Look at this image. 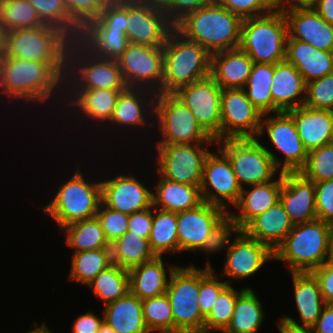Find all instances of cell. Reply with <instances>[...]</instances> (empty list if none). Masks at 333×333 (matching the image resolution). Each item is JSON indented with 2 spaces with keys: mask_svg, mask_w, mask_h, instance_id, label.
Here are the masks:
<instances>
[{
  "mask_svg": "<svg viewBox=\"0 0 333 333\" xmlns=\"http://www.w3.org/2000/svg\"><path fill=\"white\" fill-rule=\"evenodd\" d=\"M270 90L273 103L280 111L287 112L304 105L306 83L296 67L287 60L274 64Z\"/></svg>",
  "mask_w": 333,
  "mask_h": 333,
  "instance_id": "30",
  "label": "cell"
},
{
  "mask_svg": "<svg viewBox=\"0 0 333 333\" xmlns=\"http://www.w3.org/2000/svg\"><path fill=\"white\" fill-rule=\"evenodd\" d=\"M0 50H3V31L0 26Z\"/></svg>",
  "mask_w": 333,
  "mask_h": 333,
  "instance_id": "69",
  "label": "cell"
},
{
  "mask_svg": "<svg viewBox=\"0 0 333 333\" xmlns=\"http://www.w3.org/2000/svg\"><path fill=\"white\" fill-rule=\"evenodd\" d=\"M45 25L28 0H1L0 26L3 33Z\"/></svg>",
  "mask_w": 333,
  "mask_h": 333,
  "instance_id": "44",
  "label": "cell"
},
{
  "mask_svg": "<svg viewBox=\"0 0 333 333\" xmlns=\"http://www.w3.org/2000/svg\"><path fill=\"white\" fill-rule=\"evenodd\" d=\"M83 29H112L126 33V0H112Z\"/></svg>",
  "mask_w": 333,
  "mask_h": 333,
  "instance_id": "52",
  "label": "cell"
},
{
  "mask_svg": "<svg viewBox=\"0 0 333 333\" xmlns=\"http://www.w3.org/2000/svg\"><path fill=\"white\" fill-rule=\"evenodd\" d=\"M96 217L100 221L106 240L112 244L128 231L129 214L113 210L102 202Z\"/></svg>",
  "mask_w": 333,
  "mask_h": 333,
  "instance_id": "53",
  "label": "cell"
},
{
  "mask_svg": "<svg viewBox=\"0 0 333 333\" xmlns=\"http://www.w3.org/2000/svg\"><path fill=\"white\" fill-rule=\"evenodd\" d=\"M299 172L314 183L332 179L333 142L308 152L306 163Z\"/></svg>",
  "mask_w": 333,
  "mask_h": 333,
  "instance_id": "48",
  "label": "cell"
},
{
  "mask_svg": "<svg viewBox=\"0 0 333 333\" xmlns=\"http://www.w3.org/2000/svg\"><path fill=\"white\" fill-rule=\"evenodd\" d=\"M279 201L294 225L317 219L315 183L300 172L283 173Z\"/></svg>",
  "mask_w": 333,
  "mask_h": 333,
  "instance_id": "23",
  "label": "cell"
},
{
  "mask_svg": "<svg viewBox=\"0 0 333 333\" xmlns=\"http://www.w3.org/2000/svg\"><path fill=\"white\" fill-rule=\"evenodd\" d=\"M78 41L98 58L117 60L129 44L124 31L82 29Z\"/></svg>",
  "mask_w": 333,
  "mask_h": 333,
  "instance_id": "38",
  "label": "cell"
},
{
  "mask_svg": "<svg viewBox=\"0 0 333 333\" xmlns=\"http://www.w3.org/2000/svg\"><path fill=\"white\" fill-rule=\"evenodd\" d=\"M173 94L190 109L212 138L221 141L222 88L211 76L181 87Z\"/></svg>",
  "mask_w": 333,
  "mask_h": 333,
  "instance_id": "16",
  "label": "cell"
},
{
  "mask_svg": "<svg viewBox=\"0 0 333 333\" xmlns=\"http://www.w3.org/2000/svg\"><path fill=\"white\" fill-rule=\"evenodd\" d=\"M291 277L294 287V300L301 325L289 315L281 316L279 321L295 327L311 328L326 305L319 284L310 272L291 273Z\"/></svg>",
  "mask_w": 333,
  "mask_h": 333,
  "instance_id": "26",
  "label": "cell"
},
{
  "mask_svg": "<svg viewBox=\"0 0 333 333\" xmlns=\"http://www.w3.org/2000/svg\"><path fill=\"white\" fill-rule=\"evenodd\" d=\"M286 60L296 67L306 84L333 73V52L319 50L311 44L289 37Z\"/></svg>",
  "mask_w": 333,
  "mask_h": 333,
  "instance_id": "32",
  "label": "cell"
},
{
  "mask_svg": "<svg viewBox=\"0 0 333 333\" xmlns=\"http://www.w3.org/2000/svg\"><path fill=\"white\" fill-rule=\"evenodd\" d=\"M41 21L64 32L72 41L78 40L82 29L72 20L65 0H28Z\"/></svg>",
  "mask_w": 333,
  "mask_h": 333,
  "instance_id": "45",
  "label": "cell"
},
{
  "mask_svg": "<svg viewBox=\"0 0 333 333\" xmlns=\"http://www.w3.org/2000/svg\"><path fill=\"white\" fill-rule=\"evenodd\" d=\"M153 222V205L129 215L128 231L149 239Z\"/></svg>",
  "mask_w": 333,
  "mask_h": 333,
  "instance_id": "59",
  "label": "cell"
},
{
  "mask_svg": "<svg viewBox=\"0 0 333 333\" xmlns=\"http://www.w3.org/2000/svg\"><path fill=\"white\" fill-rule=\"evenodd\" d=\"M274 64L254 63L247 84L243 87L248 99L262 114L281 112L273 103L271 85Z\"/></svg>",
  "mask_w": 333,
  "mask_h": 333,
  "instance_id": "39",
  "label": "cell"
},
{
  "mask_svg": "<svg viewBox=\"0 0 333 333\" xmlns=\"http://www.w3.org/2000/svg\"><path fill=\"white\" fill-rule=\"evenodd\" d=\"M328 261L330 263H333V231L330 237V246H329V257H328Z\"/></svg>",
  "mask_w": 333,
  "mask_h": 333,
  "instance_id": "68",
  "label": "cell"
},
{
  "mask_svg": "<svg viewBox=\"0 0 333 333\" xmlns=\"http://www.w3.org/2000/svg\"><path fill=\"white\" fill-rule=\"evenodd\" d=\"M273 5L278 1V0H269Z\"/></svg>",
  "mask_w": 333,
  "mask_h": 333,
  "instance_id": "70",
  "label": "cell"
},
{
  "mask_svg": "<svg viewBox=\"0 0 333 333\" xmlns=\"http://www.w3.org/2000/svg\"><path fill=\"white\" fill-rule=\"evenodd\" d=\"M69 180L62 183L54 198L41 206L59 229L77 221L96 217L101 199V181L87 182L77 167Z\"/></svg>",
  "mask_w": 333,
  "mask_h": 333,
  "instance_id": "6",
  "label": "cell"
},
{
  "mask_svg": "<svg viewBox=\"0 0 333 333\" xmlns=\"http://www.w3.org/2000/svg\"><path fill=\"white\" fill-rule=\"evenodd\" d=\"M110 0H65L72 20L83 29L95 20Z\"/></svg>",
  "mask_w": 333,
  "mask_h": 333,
  "instance_id": "54",
  "label": "cell"
},
{
  "mask_svg": "<svg viewBox=\"0 0 333 333\" xmlns=\"http://www.w3.org/2000/svg\"><path fill=\"white\" fill-rule=\"evenodd\" d=\"M217 145L228 156L242 189L247 185L270 182L281 173L260 139L228 138L218 141Z\"/></svg>",
  "mask_w": 333,
  "mask_h": 333,
  "instance_id": "11",
  "label": "cell"
},
{
  "mask_svg": "<svg viewBox=\"0 0 333 333\" xmlns=\"http://www.w3.org/2000/svg\"><path fill=\"white\" fill-rule=\"evenodd\" d=\"M205 268H200V289L198 296V305L201 313L206 317L212 309L219 294L228 286L231 281L218 280L220 276L215 274V269L212 268L211 262L207 257Z\"/></svg>",
  "mask_w": 333,
  "mask_h": 333,
  "instance_id": "49",
  "label": "cell"
},
{
  "mask_svg": "<svg viewBox=\"0 0 333 333\" xmlns=\"http://www.w3.org/2000/svg\"><path fill=\"white\" fill-rule=\"evenodd\" d=\"M288 29L283 11L242 20L240 46L254 63L277 64L286 60Z\"/></svg>",
  "mask_w": 333,
  "mask_h": 333,
  "instance_id": "5",
  "label": "cell"
},
{
  "mask_svg": "<svg viewBox=\"0 0 333 333\" xmlns=\"http://www.w3.org/2000/svg\"><path fill=\"white\" fill-rule=\"evenodd\" d=\"M149 243L157 257L179 252L177 213L153 207V222Z\"/></svg>",
  "mask_w": 333,
  "mask_h": 333,
  "instance_id": "40",
  "label": "cell"
},
{
  "mask_svg": "<svg viewBox=\"0 0 333 333\" xmlns=\"http://www.w3.org/2000/svg\"><path fill=\"white\" fill-rule=\"evenodd\" d=\"M35 328H33L32 330L26 332V333H53L52 331L49 330V328L47 327L46 323H42V325L37 326V323L35 322L34 325Z\"/></svg>",
  "mask_w": 333,
  "mask_h": 333,
  "instance_id": "66",
  "label": "cell"
},
{
  "mask_svg": "<svg viewBox=\"0 0 333 333\" xmlns=\"http://www.w3.org/2000/svg\"><path fill=\"white\" fill-rule=\"evenodd\" d=\"M61 230H65L66 245L73 252L110 248L97 217L74 222Z\"/></svg>",
  "mask_w": 333,
  "mask_h": 333,
  "instance_id": "41",
  "label": "cell"
},
{
  "mask_svg": "<svg viewBox=\"0 0 333 333\" xmlns=\"http://www.w3.org/2000/svg\"><path fill=\"white\" fill-rule=\"evenodd\" d=\"M242 19L215 0L188 13L174 27L211 55L240 46Z\"/></svg>",
  "mask_w": 333,
  "mask_h": 333,
  "instance_id": "2",
  "label": "cell"
},
{
  "mask_svg": "<svg viewBox=\"0 0 333 333\" xmlns=\"http://www.w3.org/2000/svg\"><path fill=\"white\" fill-rule=\"evenodd\" d=\"M293 226L289 215L278 201L274 206L252 219L242 231L250 238L268 245L275 251Z\"/></svg>",
  "mask_w": 333,
  "mask_h": 333,
  "instance_id": "31",
  "label": "cell"
},
{
  "mask_svg": "<svg viewBox=\"0 0 333 333\" xmlns=\"http://www.w3.org/2000/svg\"><path fill=\"white\" fill-rule=\"evenodd\" d=\"M272 114L273 116H270V113L263 114L257 139H260L266 131L270 143L284 155V160H279L275 153L262 143L281 173L299 172L306 163L308 151L298 135L293 117L285 111Z\"/></svg>",
  "mask_w": 333,
  "mask_h": 333,
  "instance_id": "12",
  "label": "cell"
},
{
  "mask_svg": "<svg viewBox=\"0 0 333 333\" xmlns=\"http://www.w3.org/2000/svg\"><path fill=\"white\" fill-rule=\"evenodd\" d=\"M4 52L0 50V93L4 96V80H3V70H4ZM1 97V96H0Z\"/></svg>",
  "mask_w": 333,
  "mask_h": 333,
  "instance_id": "65",
  "label": "cell"
},
{
  "mask_svg": "<svg viewBox=\"0 0 333 333\" xmlns=\"http://www.w3.org/2000/svg\"><path fill=\"white\" fill-rule=\"evenodd\" d=\"M66 74L67 63L37 62L5 56L4 95L8 100H25L22 104L31 100L30 103L39 102L37 104L42 103V106L52 98L57 100L61 91V101H64Z\"/></svg>",
  "mask_w": 333,
  "mask_h": 333,
  "instance_id": "1",
  "label": "cell"
},
{
  "mask_svg": "<svg viewBox=\"0 0 333 333\" xmlns=\"http://www.w3.org/2000/svg\"><path fill=\"white\" fill-rule=\"evenodd\" d=\"M156 96V93L147 89L127 87L120 93L108 125L110 124L112 128L113 126L127 127L129 130L132 127L135 130H137L136 127L140 129L145 127L146 130V126H150L149 124L154 120Z\"/></svg>",
  "mask_w": 333,
  "mask_h": 333,
  "instance_id": "24",
  "label": "cell"
},
{
  "mask_svg": "<svg viewBox=\"0 0 333 333\" xmlns=\"http://www.w3.org/2000/svg\"><path fill=\"white\" fill-rule=\"evenodd\" d=\"M319 284L326 304H333V263L328 260L310 272Z\"/></svg>",
  "mask_w": 333,
  "mask_h": 333,
  "instance_id": "58",
  "label": "cell"
},
{
  "mask_svg": "<svg viewBox=\"0 0 333 333\" xmlns=\"http://www.w3.org/2000/svg\"><path fill=\"white\" fill-rule=\"evenodd\" d=\"M311 7L324 20L333 25V0H315Z\"/></svg>",
  "mask_w": 333,
  "mask_h": 333,
  "instance_id": "62",
  "label": "cell"
},
{
  "mask_svg": "<svg viewBox=\"0 0 333 333\" xmlns=\"http://www.w3.org/2000/svg\"><path fill=\"white\" fill-rule=\"evenodd\" d=\"M112 264L111 248L74 252L67 280L87 285L96 275Z\"/></svg>",
  "mask_w": 333,
  "mask_h": 333,
  "instance_id": "43",
  "label": "cell"
},
{
  "mask_svg": "<svg viewBox=\"0 0 333 333\" xmlns=\"http://www.w3.org/2000/svg\"><path fill=\"white\" fill-rule=\"evenodd\" d=\"M296 124L305 149H313L333 142V111L306 106L287 111Z\"/></svg>",
  "mask_w": 333,
  "mask_h": 333,
  "instance_id": "27",
  "label": "cell"
},
{
  "mask_svg": "<svg viewBox=\"0 0 333 333\" xmlns=\"http://www.w3.org/2000/svg\"><path fill=\"white\" fill-rule=\"evenodd\" d=\"M97 333H117V332L113 328H111V327L107 326L105 323H103Z\"/></svg>",
  "mask_w": 333,
  "mask_h": 333,
  "instance_id": "67",
  "label": "cell"
},
{
  "mask_svg": "<svg viewBox=\"0 0 333 333\" xmlns=\"http://www.w3.org/2000/svg\"><path fill=\"white\" fill-rule=\"evenodd\" d=\"M160 179L152 192L153 207L171 212H181L202 204L200 185H187L158 176Z\"/></svg>",
  "mask_w": 333,
  "mask_h": 333,
  "instance_id": "35",
  "label": "cell"
},
{
  "mask_svg": "<svg viewBox=\"0 0 333 333\" xmlns=\"http://www.w3.org/2000/svg\"><path fill=\"white\" fill-rule=\"evenodd\" d=\"M217 143L156 144L157 174L187 185H200L208 147Z\"/></svg>",
  "mask_w": 333,
  "mask_h": 333,
  "instance_id": "13",
  "label": "cell"
},
{
  "mask_svg": "<svg viewBox=\"0 0 333 333\" xmlns=\"http://www.w3.org/2000/svg\"><path fill=\"white\" fill-rule=\"evenodd\" d=\"M103 319L117 333H151L144 321L142 300L130 291L105 305Z\"/></svg>",
  "mask_w": 333,
  "mask_h": 333,
  "instance_id": "34",
  "label": "cell"
},
{
  "mask_svg": "<svg viewBox=\"0 0 333 333\" xmlns=\"http://www.w3.org/2000/svg\"><path fill=\"white\" fill-rule=\"evenodd\" d=\"M126 35L129 43L163 47L174 25L158 0H126Z\"/></svg>",
  "mask_w": 333,
  "mask_h": 333,
  "instance_id": "14",
  "label": "cell"
},
{
  "mask_svg": "<svg viewBox=\"0 0 333 333\" xmlns=\"http://www.w3.org/2000/svg\"><path fill=\"white\" fill-rule=\"evenodd\" d=\"M220 6L242 20L271 13L275 8L269 0H215Z\"/></svg>",
  "mask_w": 333,
  "mask_h": 333,
  "instance_id": "55",
  "label": "cell"
},
{
  "mask_svg": "<svg viewBox=\"0 0 333 333\" xmlns=\"http://www.w3.org/2000/svg\"><path fill=\"white\" fill-rule=\"evenodd\" d=\"M168 267L165 268L162 256L129 269L130 292L141 300L165 294L176 265Z\"/></svg>",
  "mask_w": 333,
  "mask_h": 333,
  "instance_id": "33",
  "label": "cell"
},
{
  "mask_svg": "<svg viewBox=\"0 0 333 333\" xmlns=\"http://www.w3.org/2000/svg\"><path fill=\"white\" fill-rule=\"evenodd\" d=\"M126 88L117 60L98 58L78 40L71 41L67 51L65 89Z\"/></svg>",
  "mask_w": 333,
  "mask_h": 333,
  "instance_id": "8",
  "label": "cell"
},
{
  "mask_svg": "<svg viewBox=\"0 0 333 333\" xmlns=\"http://www.w3.org/2000/svg\"><path fill=\"white\" fill-rule=\"evenodd\" d=\"M303 106L333 111V73L306 84Z\"/></svg>",
  "mask_w": 333,
  "mask_h": 333,
  "instance_id": "51",
  "label": "cell"
},
{
  "mask_svg": "<svg viewBox=\"0 0 333 333\" xmlns=\"http://www.w3.org/2000/svg\"><path fill=\"white\" fill-rule=\"evenodd\" d=\"M220 107L221 140L257 138L263 114L243 89H222Z\"/></svg>",
  "mask_w": 333,
  "mask_h": 333,
  "instance_id": "18",
  "label": "cell"
},
{
  "mask_svg": "<svg viewBox=\"0 0 333 333\" xmlns=\"http://www.w3.org/2000/svg\"><path fill=\"white\" fill-rule=\"evenodd\" d=\"M226 252L222 275L243 280L256 274L268 260H274V251L266 244L247 236L242 230L233 237Z\"/></svg>",
  "mask_w": 333,
  "mask_h": 333,
  "instance_id": "19",
  "label": "cell"
},
{
  "mask_svg": "<svg viewBox=\"0 0 333 333\" xmlns=\"http://www.w3.org/2000/svg\"><path fill=\"white\" fill-rule=\"evenodd\" d=\"M333 224L316 219L296 224L275 249L274 260L286 262L288 272L304 273L328 260Z\"/></svg>",
  "mask_w": 333,
  "mask_h": 333,
  "instance_id": "3",
  "label": "cell"
},
{
  "mask_svg": "<svg viewBox=\"0 0 333 333\" xmlns=\"http://www.w3.org/2000/svg\"><path fill=\"white\" fill-rule=\"evenodd\" d=\"M87 286L104 304L114 302L124 297L129 291V272L116 264H111L99 272Z\"/></svg>",
  "mask_w": 333,
  "mask_h": 333,
  "instance_id": "42",
  "label": "cell"
},
{
  "mask_svg": "<svg viewBox=\"0 0 333 333\" xmlns=\"http://www.w3.org/2000/svg\"><path fill=\"white\" fill-rule=\"evenodd\" d=\"M71 39L54 26L16 29L3 33V52L7 57L46 63H67Z\"/></svg>",
  "mask_w": 333,
  "mask_h": 333,
  "instance_id": "7",
  "label": "cell"
},
{
  "mask_svg": "<svg viewBox=\"0 0 333 333\" xmlns=\"http://www.w3.org/2000/svg\"><path fill=\"white\" fill-rule=\"evenodd\" d=\"M313 333H333V304H326L317 319L311 327Z\"/></svg>",
  "mask_w": 333,
  "mask_h": 333,
  "instance_id": "61",
  "label": "cell"
},
{
  "mask_svg": "<svg viewBox=\"0 0 333 333\" xmlns=\"http://www.w3.org/2000/svg\"><path fill=\"white\" fill-rule=\"evenodd\" d=\"M227 212L221 206L207 202L196 208L177 212L179 252L200 251L212 228Z\"/></svg>",
  "mask_w": 333,
  "mask_h": 333,
  "instance_id": "20",
  "label": "cell"
},
{
  "mask_svg": "<svg viewBox=\"0 0 333 333\" xmlns=\"http://www.w3.org/2000/svg\"><path fill=\"white\" fill-rule=\"evenodd\" d=\"M163 55L164 94H173L179 88L211 74V54L203 46L187 39L175 27L166 38Z\"/></svg>",
  "mask_w": 333,
  "mask_h": 333,
  "instance_id": "4",
  "label": "cell"
},
{
  "mask_svg": "<svg viewBox=\"0 0 333 333\" xmlns=\"http://www.w3.org/2000/svg\"><path fill=\"white\" fill-rule=\"evenodd\" d=\"M176 266L166 294L174 319V333H204V319L198 305L200 268Z\"/></svg>",
  "mask_w": 333,
  "mask_h": 333,
  "instance_id": "10",
  "label": "cell"
},
{
  "mask_svg": "<svg viewBox=\"0 0 333 333\" xmlns=\"http://www.w3.org/2000/svg\"><path fill=\"white\" fill-rule=\"evenodd\" d=\"M122 91L124 90L66 89L64 92L67 96H65L64 102L67 103L66 101H68V105L65 107L72 106V111L76 110L75 113L80 115V117H78L81 118L80 121H82V118L84 119V117H86L87 120L85 121H90L88 119H91L90 122L95 125L97 123V127L99 124L100 126L101 124L104 126L110 122L117 100Z\"/></svg>",
  "mask_w": 333,
  "mask_h": 333,
  "instance_id": "25",
  "label": "cell"
},
{
  "mask_svg": "<svg viewBox=\"0 0 333 333\" xmlns=\"http://www.w3.org/2000/svg\"><path fill=\"white\" fill-rule=\"evenodd\" d=\"M253 64L240 48L217 52L211 55L210 76L222 89H243Z\"/></svg>",
  "mask_w": 333,
  "mask_h": 333,
  "instance_id": "28",
  "label": "cell"
},
{
  "mask_svg": "<svg viewBox=\"0 0 333 333\" xmlns=\"http://www.w3.org/2000/svg\"><path fill=\"white\" fill-rule=\"evenodd\" d=\"M317 219L333 224V178L315 183Z\"/></svg>",
  "mask_w": 333,
  "mask_h": 333,
  "instance_id": "56",
  "label": "cell"
},
{
  "mask_svg": "<svg viewBox=\"0 0 333 333\" xmlns=\"http://www.w3.org/2000/svg\"><path fill=\"white\" fill-rule=\"evenodd\" d=\"M241 288L240 291L228 285L218 296L211 311L204 319V333L211 331L223 332L229 325L233 310L235 308L237 297L246 289Z\"/></svg>",
  "mask_w": 333,
  "mask_h": 333,
  "instance_id": "47",
  "label": "cell"
},
{
  "mask_svg": "<svg viewBox=\"0 0 333 333\" xmlns=\"http://www.w3.org/2000/svg\"><path fill=\"white\" fill-rule=\"evenodd\" d=\"M252 288H246L236 300L231 321L222 333H257L264 320V309Z\"/></svg>",
  "mask_w": 333,
  "mask_h": 333,
  "instance_id": "36",
  "label": "cell"
},
{
  "mask_svg": "<svg viewBox=\"0 0 333 333\" xmlns=\"http://www.w3.org/2000/svg\"><path fill=\"white\" fill-rule=\"evenodd\" d=\"M142 312L151 333H174L173 313L166 293L143 299Z\"/></svg>",
  "mask_w": 333,
  "mask_h": 333,
  "instance_id": "46",
  "label": "cell"
},
{
  "mask_svg": "<svg viewBox=\"0 0 333 333\" xmlns=\"http://www.w3.org/2000/svg\"><path fill=\"white\" fill-rule=\"evenodd\" d=\"M112 263L124 269H131L156 258L150 247L149 239L125 232L110 244Z\"/></svg>",
  "mask_w": 333,
  "mask_h": 333,
  "instance_id": "37",
  "label": "cell"
},
{
  "mask_svg": "<svg viewBox=\"0 0 333 333\" xmlns=\"http://www.w3.org/2000/svg\"><path fill=\"white\" fill-rule=\"evenodd\" d=\"M117 61L127 87L162 93L163 47L129 43Z\"/></svg>",
  "mask_w": 333,
  "mask_h": 333,
  "instance_id": "15",
  "label": "cell"
},
{
  "mask_svg": "<svg viewBox=\"0 0 333 333\" xmlns=\"http://www.w3.org/2000/svg\"><path fill=\"white\" fill-rule=\"evenodd\" d=\"M103 323V316L99 318L93 312L88 311L75 319L72 333H97Z\"/></svg>",
  "mask_w": 333,
  "mask_h": 333,
  "instance_id": "60",
  "label": "cell"
},
{
  "mask_svg": "<svg viewBox=\"0 0 333 333\" xmlns=\"http://www.w3.org/2000/svg\"><path fill=\"white\" fill-rule=\"evenodd\" d=\"M217 151H210L206 157L200 184L201 195L204 202L221 206L229 212L230 203L233 207L238 202L242 188L228 156L220 148Z\"/></svg>",
  "mask_w": 333,
  "mask_h": 333,
  "instance_id": "17",
  "label": "cell"
},
{
  "mask_svg": "<svg viewBox=\"0 0 333 333\" xmlns=\"http://www.w3.org/2000/svg\"><path fill=\"white\" fill-rule=\"evenodd\" d=\"M283 13L290 39L306 42L322 51L333 52V25L311 6L292 7Z\"/></svg>",
  "mask_w": 333,
  "mask_h": 333,
  "instance_id": "22",
  "label": "cell"
},
{
  "mask_svg": "<svg viewBox=\"0 0 333 333\" xmlns=\"http://www.w3.org/2000/svg\"><path fill=\"white\" fill-rule=\"evenodd\" d=\"M277 322L278 330L280 333H313L311 328L295 327L280 321Z\"/></svg>",
  "mask_w": 333,
  "mask_h": 333,
  "instance_id": "64",
  "label": "cell"
},
{
  "mask_svg": "<svg viewBox=\"0 0 333 333\" xmlns=\"http://www.w3.org/2000/svg\"><path fill=\"white\" fill-rule=\"evenodd\" d=\"M168 20L175 26L188 13L209 4L212 0H158Z\"/></svg>",
  "mask_w": 333,
  "mask_h": 333,
  "instance_id": "57",
  "label": "cell"
},
{
  "mask_svg": "<svg viewBox=\"0 0 333 333\" xmlns=\"http://www.w3.org/2000/svg\"><path fill=\"white\" fill-rule=\"evenodd\" d=\"M315 0H278L274 4L276 10L284 11L292 7L312 6Z\"/></svg>",
  "mask_w": 333,
  "mask_h": 333,
  "instance_id": "63",
  "label": "cell"
},
{
  "mask_svg": "<svg viewBox=\"0 0 333 333\" xmlns=\"http://www.w3.org/2000/svg\"><path fill=\"white\" fill-rule=\"evenodd\" d=\"M101 199L105 206L129 215L153 205L152 191L133 175L101 181Z\"/></svg>",
  "mask_w": 333,
  "mask_h": 333,
  "instance_id": "21",
  "label": "cell"
},
{
  "mask_svg": "<svg viewBox=\"0 0 333 333\" xmlns=\"http://www.w3.org/2000/svg\"><path fill=\"white\" fill-rule=\"evenodd\" d=\"M153 123L158 126L157 132L161 138L155 144L217 143L197 122L190 109L174 94H157Z\"/></svg>",
  "mask_w": 333,
  "mask_h": 333,
  "instance_id": "9",
  "label": "cell"
},
{
  "mask_svg": "<svg viewBox=\"0 0 333 333\" xmlns=\"http://www.w3.org/2000/svg\"><path fill=\"white\" fill-rule=\"evenodd\" d=\"M240 229L236 220L227 212L212 228L202 249L206 254L227 250L231 243V236L239 233Z\"/></svg>",
  "mask_w": 333,
  "mask_h": 333,
  "instance_id": "50",
  "label": "cell"
},
{
  "mask_svg": "<svg viewBox=\"0 0 333 333\" xmlns=\"http://www.w3.org/2000/svg\"><path fill=\"white\" fill-rule=\"evenodd\" d=\"M278 179L264 184L252 185L250 189L245 187L240 193L238 202L233 206L239 210V214L229 212L242 230L252 219L274 206L280 197L283 184V173H279Z\"/></svg>",
  "mask_w": 333,
  "mask_h": 333,
  "instance_id": "29",
  "label": "cell"
}]
</instances>
